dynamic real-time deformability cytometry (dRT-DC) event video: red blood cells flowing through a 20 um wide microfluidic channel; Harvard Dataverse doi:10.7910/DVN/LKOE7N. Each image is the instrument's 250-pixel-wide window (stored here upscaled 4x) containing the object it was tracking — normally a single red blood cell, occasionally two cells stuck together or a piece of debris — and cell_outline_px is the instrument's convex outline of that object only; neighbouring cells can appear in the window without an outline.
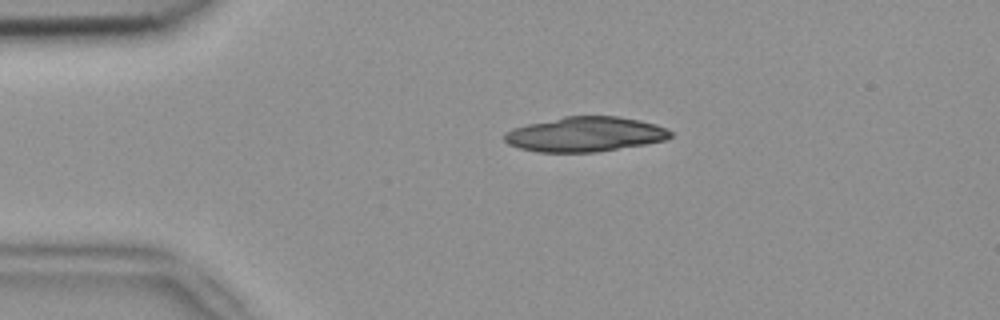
{"species": "common noctule bat (a hibernating species)", "species_latin": "Nyctalus noctula", "temperature_condition": "room temperature", "stored_images_in_passage": 2, "camera_frame_rate_fps": 3000, "um_per_image_px": 0.085, "animal": {"sex": "female", "body_mass_g": 18.4}, "frame": {"image": 1, "passage_image": 1, "time_ms": 0.0, "image_size_px": [1000, 320], "cell_outline_px": [[672, 136], [664, 140], [644, 144], [596, 152], [540, 152], [520, 148], [508, 144], [504, 140], [504, 132], [512, 128], [528, 124], [564, 116], [616, 116], [640, 120], [656, 124], [672, 132]], "centroid_in_image_um": [49.71, 11.41], "position_along_channel_um": 35.3, "area_um2": 33.52}}